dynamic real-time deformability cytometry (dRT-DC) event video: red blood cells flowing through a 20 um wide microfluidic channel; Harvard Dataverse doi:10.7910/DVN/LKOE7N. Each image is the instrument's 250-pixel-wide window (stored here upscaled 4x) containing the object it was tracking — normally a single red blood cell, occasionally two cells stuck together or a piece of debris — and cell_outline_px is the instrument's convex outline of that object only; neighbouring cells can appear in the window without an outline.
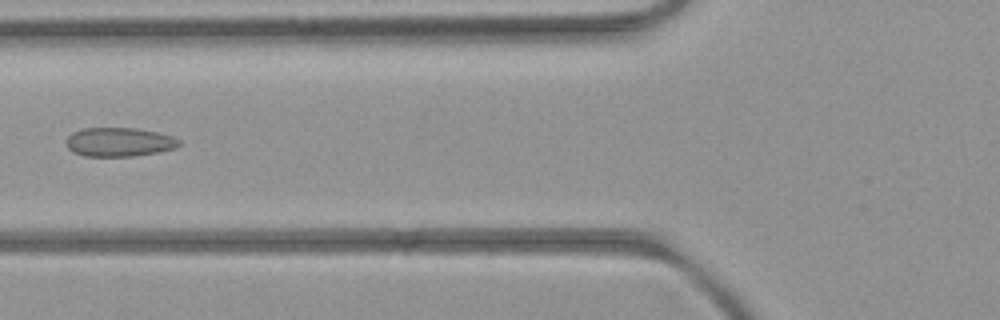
{"species": "common noctule bat (a hibernating species)", "species_latin": "Nyctalus noctula", "temperature_condition": "room temperature", "stored_images_in_passage": 7, "camera_frame_rate_fps": 3000, "um_per_image_px": 0.085, "animal": {"sex": "female", "body_mass_g": 21.9}, "frame": {"image": 1, "passage_image": 5, "time_ms": 5.667, "image_size_px": [1000, 320], "cell_outline_px": [[180, 144], [172, 148], [156, 152], [132, 156], [84, 156], [72, 152], [68, 148], [68, 136], [72, 132], [80, 128], [136, 128], [156, 132], [172, 136], [180, 140]], "centroid_in_image_um": [10.09, 12.06], "position_along_channel_um": 115.7, "area_um2": 18.84}}
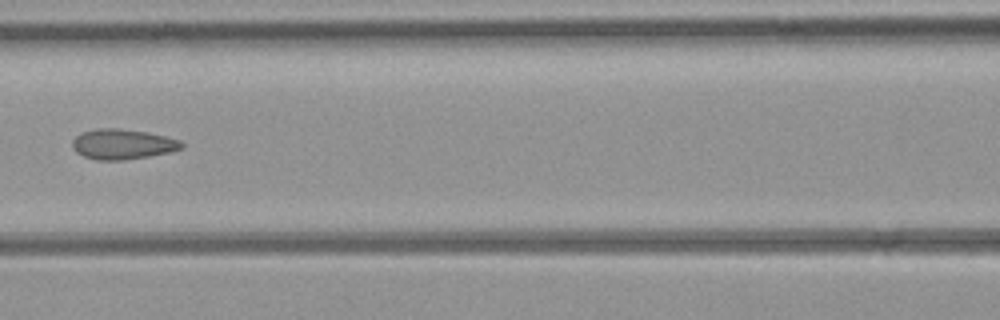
{"frame": {"image": 2, "passage_image": 6, "time_ms": 6.667, "image_size_px": [1000, 320], "cell_outline_px": [[184, 148], [172, 152], [124, 160], [96, 160], [84, 156], [76, 152], [72, 148], [72, 140], [80, 132], [96, 128], [120, 128], [148, 132], [180, 140], [184, 144]], "centroid_in_image_um": [10.41, 12.25], "position_along_channel_um": 156.2, "area_um2": 19.48}}
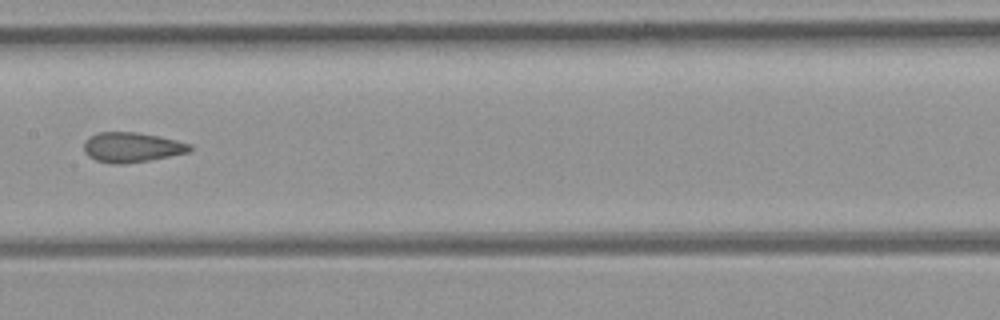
{"frame": {"image": 3, "passage_image": 7, "time_ms": 7.667, "image_size_px": [1000, 320], "cell_outline_px": [[192, 148], [188, 152], [148, 160], [124, 164], [112, 164], [96, 160], [88, 156], [84, 152], [84, 140], [88, 136], [96, 132], [136, 132], [160, 136], [192, 144]], "centroid_in_image_um": [11.16, 12.51], "position_along_channel_um": 196.2, "area_um2": 18.55}}